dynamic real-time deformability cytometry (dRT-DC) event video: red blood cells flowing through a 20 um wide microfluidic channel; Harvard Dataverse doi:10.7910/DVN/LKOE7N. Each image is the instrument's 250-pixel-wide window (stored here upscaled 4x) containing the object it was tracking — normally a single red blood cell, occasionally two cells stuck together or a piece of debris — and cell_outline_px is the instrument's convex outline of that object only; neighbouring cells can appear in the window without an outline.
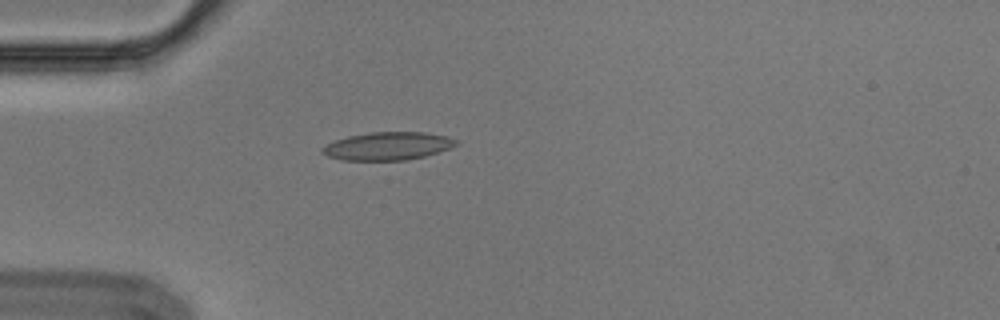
{"species": "Egyptian fruit bat (a non-hibernating species)", "species_latin": "Rousettus aegyptiacus", "temperature_condition": "cold", "stored_images_in_passage": 1, "camera_frame_rate_fps": 3000, "um_per_image_px": 0.085, "animal": {"sex": "male"}, "frame": {"image": 1, "passage_image": 1, "time_ms": 0.0, "image_size_px": [1000, 320], "cell_outline_px": [[460, 144], [424, 156], [404, 160], [340, 160], [328, 156], [320, 152], [320, 148], [336, 140], [348, 136], [372, 132], [424, 132], [448, 136], [460, 140]], "centroid_in_image_um": [32.97, 12.41], "position_along_channel_um": 52.0, "area_um2": 21.79}}